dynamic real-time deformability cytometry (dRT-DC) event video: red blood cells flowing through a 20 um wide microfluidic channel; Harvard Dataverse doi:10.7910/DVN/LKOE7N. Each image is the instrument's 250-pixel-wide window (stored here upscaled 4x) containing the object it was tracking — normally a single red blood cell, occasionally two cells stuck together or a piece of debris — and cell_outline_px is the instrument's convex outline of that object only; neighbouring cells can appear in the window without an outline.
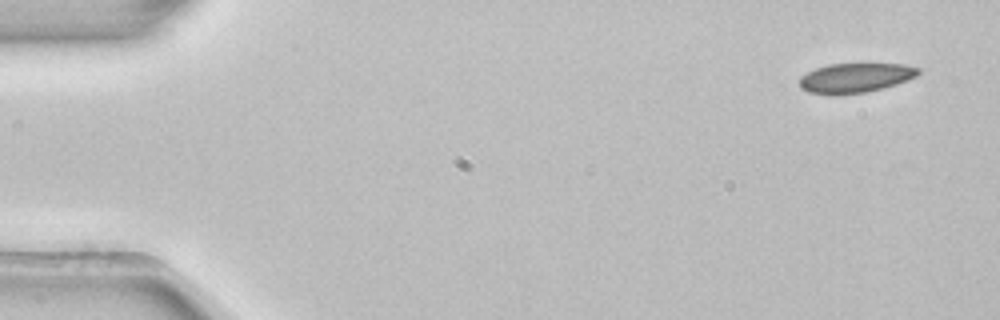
{"species": "common noctule bat (a hibernating species)", "species_latin": "Nyctalus noctula", "temperature_condition": "room temperature", "stored_images_in_passage": 4, "camera_frame_rate_fps": 3000, "um_per_image_px": 0.085, "animal": {"sex": "female", "body_mass_g": 22.7, "forearm_length_mm": 54.2}, "frame": {"image": 1, "passage_image": 1, "time_ms": 0.0, "image_size_px": [1000, 320], "cell_outline_px": [[920, 72], [916, 76], [908, 80], [884, 88], [868, 92], [836, 96], [832, 96], [808, 92], [800, 88], [800, 76], [816, 68], [828, 64], [904, 64], [920, 68]], "centroid_in_image_um": [72.69, 6.64], "position_along_channel_um": 12.3, "area_um2": 20.81}}
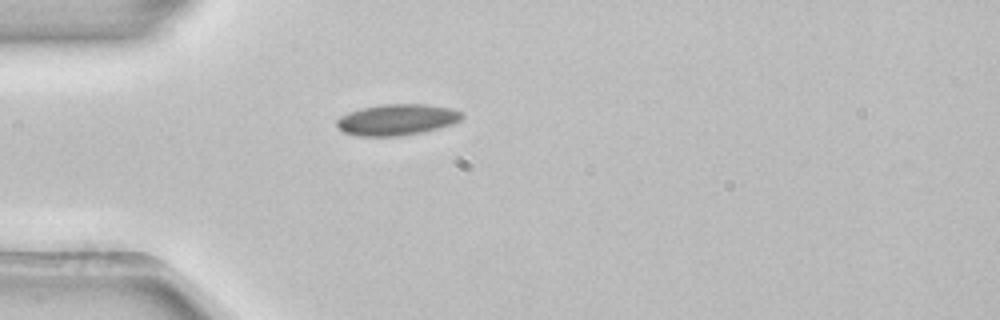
{"frame": {"image": 2, "passage_image": 4, "time_ms": 1.0, "image_size_px": [1000, 320], "cell_outline_px": [[464, 116], [460, 120], [452, 124], [420, 132], [400, 136], [356, 136], [344, 132], [336, 128], [336, 120], [340, 116], [348, 112], [360, 108], [380, 104], [428, 104], [452, 108], [464, 112]], "centroid_in_image_um": [33.71, 10.16], "position_along_channel_um": 51.3, "area_um2": 22.95}}